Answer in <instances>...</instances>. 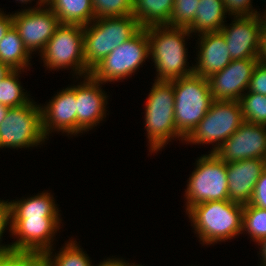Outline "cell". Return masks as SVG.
I'll return each instance as SVG.
<instances>
[{
	"mask_svg": "<svg viewBox=\"0 0 266 266\" xmlns=\"http://www.w3.org/2000/svg\"><path fill=\"white\" fill-rule=\"evenodd\" d=\"M190 34L187 28L167 25L147 28L149 55L158 74L155 81H171L194 73L192 66L186 68L185 36Z\"/></svg>",
	"mask_w": 266,
	"mask_h": 266,
	"instance_id": "6da1fadb",
	"label": "cell"
},
{
	"mask_svg": "<svg viewBox=\"0 0 266 266\" xmlns=\"http://www.w3.org/2000/svg\"><path fill=\"white\" fill-rule=\"evenodd\" d=\"M243 208V204L217 200L196 204L187 214L202 244L211 245L243 233Z\"/></svg>",
	"mask_w": 266,
	"mask_h": 266,
	"instance_id": "7a4b0ae2",
	"label": "cell"
},
{
	"mask_svg": "<svg viewBox=\"0 0 266 266\" xmlns=\"http://www.w3.org/2000/svg\"><path fill=\"white\" fill-rule=\"evenodd\" d=\"M84 57L86 67L91 71L108 54L140 29L134 15L95 18L93 23L83 26Z\"/></svg>",
	"mask_w": 266,
	"mask_h": 266,
	"instance_id": "3957f363",
	"label": "cell"
},
{
	"mask_svg": "<svg viewBox=\"0 0 266 266\" xmlns=\"http://www.w3.org/2000/svg\"><path fill=\"white\" fill-rule=\"evenodd\" d=\"M174 89V120L186 138L208 112L213 98L208 78L195 73L170 81Z\"/></svg>",
	"mask_w": 266,
	"mask_h": 266,
	"instance_id": "277c9868",
	"label": "cell"
},
{
	"mask_svg": "<svg viewBox=\"0 0 266 266\" xmlns=\"http://www.w3.org/2000/svg\"><path fill=\"white\" fill-rule=\"evenodd\" d=\"M174 89L170 81H155L145 106V127L150 151L157 152L174 138H185L174 120Z\"/></svg>",
	"mask_w": 266,
	"mask_h": 266,
	"instance_id": "5b68a950",
	"label": "cell"
},
{
	"mask_svg": "<svg viewBox=\"0 0 266 266\" xmlns=\"http://www.w3.org/2000/svg\"><path fill=\"white\" fill-rule=\"evenodd\" d=\"M40 56L49 69L69 67L79 76L90 75L84 57L82 25L60 23Z\"/></svg>",
	"mask_w": 266,
	"mask_h": 266,
	"instance_id": "8992f818",
	"label": "cell"
},
{
	"mask_svg": "<svg viewBox=\"0 0 266 266\" xmlns=\"http://www.w3.org/2000/svg\"><path fill=\"white\" fill-rule=\"evenodd\" d=\"M185 192L186 212L199 203L229 200L226 162L211 152L201 156Z\"/></svg>",
	"mask_w": 266,
	"mask_h": 266,
	"instance_id": "52a82bcc",
	"label": "cell"
},
{
	"mask_svg": "<svg viewBox=\"0 0 266 266\" xmlns=\"http://www.w3.org/2000/svg\"><path fill=\"white\" fill-rule=\"evenodd\" d=\"M147 28H141L132 38L111 51L90 72V75L102 83L127 78L149 57Z\"/></svg>",
	"mask_w": 266,
	"mask_h": 266,
	"instance_id": "ba28073f",
	"label": "cell"
},
{
	"mask_svg": "<svg viewBox=\"0 0 266 266\" xmlns=\"http://www.w3.org/2000/svg\"><path fill=\"white\" fill-rule=\"evenodd\" d=\"M244 122L239 101H216L192 132L184 139L192 144H215L217 150ZM222 140V141H221Z\"/></svg>",
	"mask_w": 266,
	"mask_h": 266,
	"instance_id": "9c48e42d",
	"label": "cell"
},
{
	"mask_svg": "<svg viewBox=\"0 0 266 266\" xmlns=\"http://www.w3.org/2000/svg\"><path fill=\"white\" fill-rule=\"evenodd\" d=\"M32 101L9 108L0 124V148H29L47 139L42 130L41 106Z\"/></svg>",
	"mask_w": 266,
	"mask_h": 266,
	"instance_id": "30bf717a",
	"label": "cell"
},
{
	"mask_svg": "<svg viewBox=\"0 0 266 266\" xmlns=\"http://www.w3.org/2000/svg\"><path fill=\"white\" fill-rule=\"evenodd\" d=\"M59 218H10L12 235L19 239L11 245L13 252H28L42 257L48 250L52 251L51 242L59 229Z\"/></svg>",
	"mask_w": 266,
	"mask_h": 266,
	"instance_id": "8fae6325",
	"label": "cell"
},
{
	"mask_svg": "<svg viewBox=\"0 0 266 266\" xmlns=\"http://www.w3.org/2000/svg\"><path fill=\"white\" fill-rule=\"evenodd\" d=\"M12 21L30 54L39 49L41 53L60 24L58 17L49 7H32L14 13Z\"/></svg>",
	"mask_w": 266,
	"mask_h": 266,
	"instance_id": "7c38bea8",
	"label": "cell"
},
{
	"mask_svg": "<svg viewBox=\"0 0 266 266\" xmlns=\"http://www.w3.org/2000/svg\"><path fill=\"white\" fill-rule=\"evenodd\" d=\"M228 162L249 158H266V125L243 122L240 127L213 152Z\"/></svg>",
	"mask_w": 266,
	"mask_h": 266,
	"instance_id": "4fadbf2b",
	"label": "cell"
},
{
	"mask_svg": "<svg viewBox=\"0 0 266 266\" xmlns=\"http://www.w3.org/2000/svg\"><path fill=\"white\" fill-rule=\"evenodd\" d=\"M262 17V18H261ZM264 16H235L230 26L223 25V34L232 60L257 59Z\"/></svg>",
	"mask_w": 266,
	"mask_h": 266,
	"instance_id": "5bb4252c",
	"label": "cell"
},
{
	"mask_svg": "<svg viewBox=\"0 0 266 266\" xmlns=\"http://www.w3.org/2000/svg\"><path fill=\"white\" fill-rule=\"evenodd\" d=\"M258 59L232 60L224 69L212 74L208 80L211 96L216 101H239L248 90Z\"/></svg>",
	"mask_w": 266,
	"mask_h": 266,
	"instance_id": "9a60e30c",
	"label": "cell"
},
{
	"mask_svg": "<svg viewBox=\"0 0 266 266\" xmlns=\"http://www.w3.org/2000/svg\"><path fill=\"white\" fill-rule=\"evenodd\" d=\"M101 84L87 75L83 83L75 86L77 134L92 129L105 117L108 96L102 91Z\"/></svg>",
	"mask_w": 266,
	"mask_h": 266,
	"instance_id": "2e32d148",
	"label": "cell"
},
{
	"mask_svg": "<svg viewBox=\"0 0 266 266\" xmlns=\"http://www.w3.org/2000/svg\"><path fill=\"white\" fill-rule=\"evenodd\" d=\"M76 103L74 85L58 92L46 106L41 107L42 130L46 138L54 129L77 135Z\"/></svg>",
	"mask_w": 266,
	"mask_h": 266,
	"instance_id": "e0dca14e",
	"label": "cell"
},
{
	"mask_svg": "<svg viewBox=\"0 0 266 266\" xmlns=\"http://www.w3.org/2000/svg\"><path fill=\"white\" fill-rule=\"evenodd\" d=\"M227 180L229 200L239 204H249L255 185L265 171V159L249 158L228 162Z\"/></svg>",
	"mask_w": 266,
	"mask_h": 266,
	"instance_id": "ac0fdd59",
	"label": "cell"
},
{
	"mask_svg": "<svg viewBox=\"0 0 266 266\" xmlns=\"http://www.w3.org/2000/svg\"><path fill=\"white\" fill-rule=\"evenodd\" d=\"M198 35L200 39L197 64L194 73L209 78L212 74L224 69L231 61L226 40L220 31Z\"/></svg>",
	"mask_w": 266,
	"mask_h": 266,
	"instance_id": "d6986e66",
	"label": "cell"
},
{
	"mask_svg": "<svg viewBox=\"0 0 266 266\" xmlns=\"http://www.w3.org/2000/svg\"><path fill=\"white\" fill-rule=\"evenodd\" d=\"M54 198L48 192L18 201H10V218H60Z\"/></svg>",
	"mask_w": 266,
	"mask_h": 266,
	"instance_id": "ffe728a7",
	"label": "cell"
},
{
	"mask_svg": "<svg viewBox=\"0 0 266 266\" xmlns=\"http://www.w3.org/2000/svg\"><path fill=\"white\" fill-rule=\"evenodd\" d=\"M223 0H200L192 25L188 28L190 33H211L220 31L227 15Z\"/></svg>",
	"mask_w": 266,
	"mask_h": 266,
	"instance_id": "44dd1931",
	"label": "cell"
},
{
	"mask_svg": "<svg viewBox=\"0 0 266 266\" xmlns=\"http://www.w3.org/2000/svg\"><path fill=\"white\" fill-rule=\"evenodd\" d=\"M175 0H133V15L141 28L167 25Z\"/></svg>",
	"mask_w": 266,
	"mask_h": 266,
	"instance_id": "7402d4cb",
	"label": "cell"
},
{
	"mask_svg": "<svg viewBox=\"0 0 266 266\" xmlns=\"http://www.w3.org/2000/svg\"><path fill=\"white\" fill-rule=\"evenodd\" d=\"M60 23L88 25L95 19L91 0H47Z\"/></svg>",
	"mask_w": 266,
	"mask_h": 266,
	"instance_id": "603a6c76",
	"label": "cell"
},
{
	"mask_svg": "<svg viewBox=\"0 0 266 266\" xmlns=\"http://www.w3.org/2000/svg\"><path fill=\"white\" fill-rule=\"evenodd\" d=\"M30 55L18 31L12 26L0 42V62L11 70H24L30 65Z\"/></svg>",
	"mask_w": 266,
	"mask_h": 266,
	"instance_id": "cb8c5ba5",
	"label": "cell"
},
{
	"mask_svg": "<svg viewBox=\"0 0 266 266\" xmlns=\"http://www.w3.org/2000/svg\"><path fill=\"white\" fill-rule=\"evenodd\" d=\"M48 250L41 257V266H94L91 265L89 256L76 244V241L70 240L65 243L60 252L52 255ZM54 257V258H53Z\"/></svg>",
	"mask_w": 266,
	"mask_h": 266,
	"instance_id": "d4e9b609",
	"label": "cell"
},
{
	"mask_svg": "<svg viewBox=\"0 0 266 266\" xmlns=\"http://www.w3.org/2000/svg\"><path fill=\"white\" fill-rule=\"evenodd\" d=\"M19 73H21V70H11L0 81V104L12 108L25 105L31 100L20 85Z\"/></svg>",
	"mask_w": 266,
	"mask_h": 266,
	"instance_id": "484cf974",
	"label": "cell"
},
{
	"mask_svg": "<svg viewBox=\"0 0 266 266\" xmlns=\"http://www.w3.org/2000/svg\"><path fill=\"white\" fill-rule=\"evenodd\" d=\"M245 122L266 125V95L247 92L239 100Z\"/></svg>",
	"mask_w": 266,
	"mask_h": 266,
	"instance_id": "4316f807",
	"label": "cell"
},
{
	"mask_svg": "<svg viewBox=\"0 0 266 266\" xmlns=\"http://www.w3.org/2000/svg\"><path fill=\"white\" fill-rule=\"evenodd\" d=\"M246 231L253 241L259 243L266 237V210L245 204L242 214V231Z\"/></svg>",
	"mask_w": 266,
	"mask_h": 266,
	"instance_id": "83f0119b",
	"label": "cell"
},
{
	"mask_svg": "<svg viewBox=\"0 0 266 266\" xmlns=\"http://www.w3.org/2000/svg\"><path fill=\"white\" fill-rule=\"evenodd\" d=\"M95 18L133 15V0H91Z\"/></svg>",
	"mask_w": 266,
	"mask_h": 266,
	"instance_id": "f1b7e54d",
	"label": "cell"
},
{
	"mask_svg": "<svg viewBox=\"0 0 266 266\" xmlns=\"http://www.w3.org/2000/svg\"><path fill=\"white\" fill-rule=\"evenodd\" d=\"M200 0H175L167 26L189 28L194 20Z\"/></svg>",
	"mask_w": 266,
	"mask_h": 266,
	"instance_id": "f546056e",
	"label": "cell"
},
{
	"mask_svg": "<svg viewBox=\"0 0 266 266\" xmlns=\"http://www.w3.org/2000/svg\"><path fill=\"white\" fill-rule=\"evenodd\" d=\"M0 266H41V257L28 252H9L0 255Z\"/></svg>",
	"mask_w": 266,
	"mask_h": 266,
	"instance_id": "4dcf8cb0",
	"label": "cell"
},
{
	"mask_svg": "<svg viewBox=\"0 0 266 266\" xmlns=\"http://www.w3.org/2000/svg\"><path fill=\"white\" fill-rule=\"evenodd\" d=\"M228 15L235 16H253L259 12L252 9L251 0H223Z\"/></svg>",
	"mask_w": 266,
	"mask_h": 266,
	"instance_id": "1f68e13d",
	"label": "cell"
},
{
	"mask_svg": "<svg viewBox=\"0 0 266 266\" xmlns=\"http://www.w3.org/2000/svg\"><path fill=\"white\" fill-rule=\"evenodd\" d=\"M248 92L266 95V65L258 62L250 79Z\"/></svg>",
	"mask_w": 266,
	"mask_h": 266,
	"instance_id": "d6a6232c",
	"label": "cell"
},
{
	"mask_svg": "<svg viewBox=\"0 0 266 266\" xmlns=\"http://www.w3.org/2000/svg\"><path fill=\"white\" fill-rule=\"evenodd\" d=\"M249 204L266 210V170L260 175Z\"/></svg>",
	"mask_w": 266,
	"mask_h": 266,
	"instance_id": "836d02e7",
	"label": "cell"
},
{
	"mask_svg": "<svg viewBox=\"0 0 266 266\" xmlns=\"http://www.w3.org/2000/svg\"><path fill=\"white\" fill-rule=\"evenodd\" d=\"M10 224V209L9 202L0 200V241L2 234L6 230L7 225ZM11 252V245H0V255Z\"/></svg>",
	"mask_w": 266,
	"mask_h": 266,
	"instance_id": "e575fe53",
	"label": "cell"
},
{
	"mask_svg": "<svg viewBox=\"0 0 266 266\" xmlns=\"http://www.w3.org/2000/svg\"><path fill=\"white\" fill-rule=\"evenodd\" d=\"M257 59L259 63L266 65V22L261 29Z\"/></svg>",
	"mask_w": 266,
	"mask_h": 266,
	"instance_id": "d590c367",
	"label": "cell"
},
{
	"mask_svg": "<svg viewBox=\"0 0 266 266\" xmlns=\"http://www.w3.org/2000/svg\"><path fill=\"white\" fill-rule=\"evenodd\" d=\"M0 10V42L8 30L13 26L12 14L6 15Z\"/></svg>",
	"mask_w": 266,
	"mask_h": 266,
	"instance_id": "8d00e7d4",
	"label": "cell"
},
{
	"mask_svg": "<svg viewBox=\"0 0 266 266\" xmlns=\"http://www.w3.org/2000/svg\"><path fill=\"white\" fill-rule=\"evenodd\" d=\"M129 263L128 262H125L123 260H120V259H106L104 260L103 262H100V264L98 266H128Z\"/></svg>",
	"mask_w": 266,
	"mask_h": 266,
	"instance_id": "74e56055",
	"label": "cell"
},
{
	"mask_svg": "<svg viewBox=\"0 0 266 266\" xmlns=\"http://www.w3.org/2000/svg\"><path fill=\"white\" fill-rule=\"evenodd\" d=\"M258 245H260L261 246V257H263V258H261V260H263L262 261V264H263V266H266V237L265 238H263L260 242H259V244Z\"/></svg>",
	"mask_w": 266,
	"mask_h": 266,
	"instance_id": "f35d334b",
	"label": "cell"
},
{
	"mask_svg": "<svg viewBox=\"0 0 266 266\" xmlns=\"http://www.w3.org/2000/svg\"><path fill=\"white\" fill-rule=\"evenodd\" d=\"M11 71V69L4 63L0 62V81Z\"/></svg>",
	"mask_w": 266,
	"mask_h": 266,
	"instance_id": "ab89813d",
	"label": "cell"
},
{
	"mask_svg": "<svg viewBox=\"0 0 266 266\" xmlns=\"http://www.w3.org/2000/svg\"><path fill=\"white\" fill-rule=\"evenodd\" d=\"M8 106L0 104V124L3 122L4 118L6 117L8 111H9Z\"/></svg>",
	"mask_w": 266,
	"mask_h": 266,
	"instance_id": "60d3db41",
	"label": "cell"
},
{
	"mask_svg": "<svg viewBox=\"0 0 266 266\" xmlns=\"http://www.w3.org/2000/svg\"><path fill=\"white\" fill-rule=\"evenodd\" d=\"M17 1H20L21 3H28V2H31V0H17ZM39 2H37L38 4H36V5H39L38 7H36V8H41V6L43 5L44 6V4H46L47 5V0H38Z\"/></svg>",
	"mask_w": 266,
	"mask_h": 266,
	"instance_id": "b9f144b4",
	"label": "cell"
},
{
	"mask_svg": "<svg viewBox=\"0 0 266 266\" xmlns=\"http://www.w3.org/2000/svg\"><path fill=\"white\" fill-rule=\"evenodd\" d=\"M128 266H142V265H136V264H134V263H130Z\"/></svg>",
	"mask_w": 266,
	"mask_h": 266,
	"instance_id": "7bdbcfd3",
	"label": "cell"
}]
</instances>
